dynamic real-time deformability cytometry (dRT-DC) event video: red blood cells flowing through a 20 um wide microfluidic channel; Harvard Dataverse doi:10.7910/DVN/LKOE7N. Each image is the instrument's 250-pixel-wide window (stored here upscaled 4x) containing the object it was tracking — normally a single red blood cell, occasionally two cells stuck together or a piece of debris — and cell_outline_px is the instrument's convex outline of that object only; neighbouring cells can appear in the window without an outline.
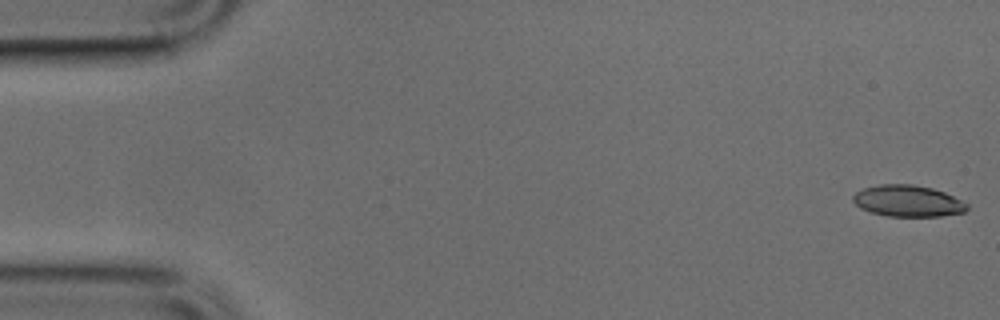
{"species": "common noctule bat (a hibernating species)", "species_latin": "Nyctalus noctula", "temperature_condition": "cold", "stored_images_in_passage": 49, "camera_frame_rate_fps": 3000, "um_per_image_px": 0.085, "animal": {"sex": "male", "body_mass_g": 17.9, "forearm_length_mm": 54.2}, "frame": {"image": 1, "passage_image": 1, "time_ms": 0.0, "image_size_px": [1000, 320], "cell_outline_px": [[968, 208], [964, 212], [940, 216], [888, 216], [872, 212], [860, 208], [852, 200], [852, 196], [856, 192], [864, 188], [880, 184], [912, 184], [932, 188], [944, 192], [968, 204]], "centroid_in_image_um": [77.15, 17.08], "position_along_channel_um": 7.9, "area_um2": 20.75}}
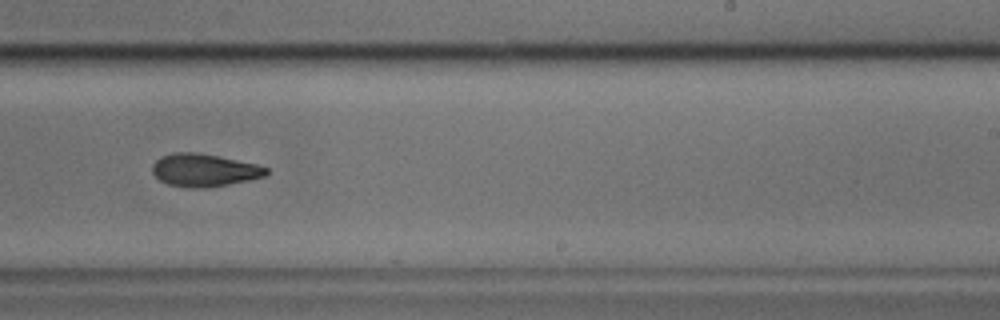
{"frame": {"image": 2, "passage_image": 30, "time_ms": 9.667, "image_size_px": [1000, 320], "cell_outline_px": [[268, 172], [264, 176], [248, 180], [228, 184], [204, 188], [188, 188], [168, 184], [160, 180], [152, 172], [152, 164], [160, 156], [172, 152], [196, 152], [256, 164], [268, 168]], "centroid_in_image_um": [17.3, 14.46], "position_along_channel_um": 271.7, "area_um2": 21.62}}
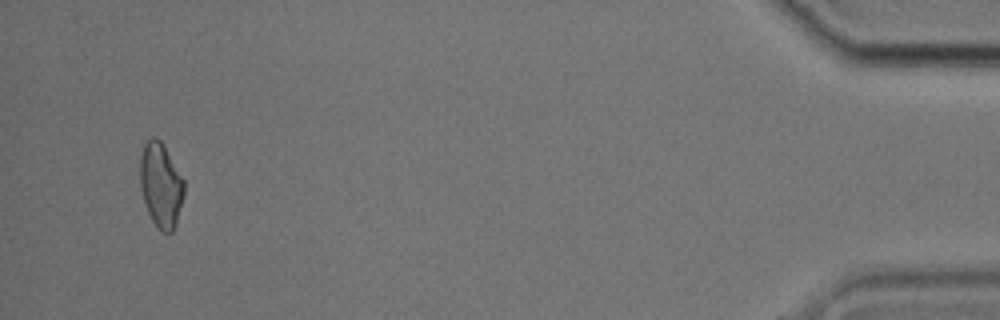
{"frame": {"image": 3, "passage_image": 47, "time_ms": 15.333, "image_size_px": [1000, 320], "cell_outline_px": [[184, 196], [176, 224], [172, 232], [160, 232], [152, 220], [148, 212], [140, 188], [140, 156], [144, 144], [152, 136], [160, 140], [164, 144], [184, 180]], "centroid_in_image_um": [13.67, 15.73], "position_along_channel_um": 421.5, "area_um2": 21.79}}